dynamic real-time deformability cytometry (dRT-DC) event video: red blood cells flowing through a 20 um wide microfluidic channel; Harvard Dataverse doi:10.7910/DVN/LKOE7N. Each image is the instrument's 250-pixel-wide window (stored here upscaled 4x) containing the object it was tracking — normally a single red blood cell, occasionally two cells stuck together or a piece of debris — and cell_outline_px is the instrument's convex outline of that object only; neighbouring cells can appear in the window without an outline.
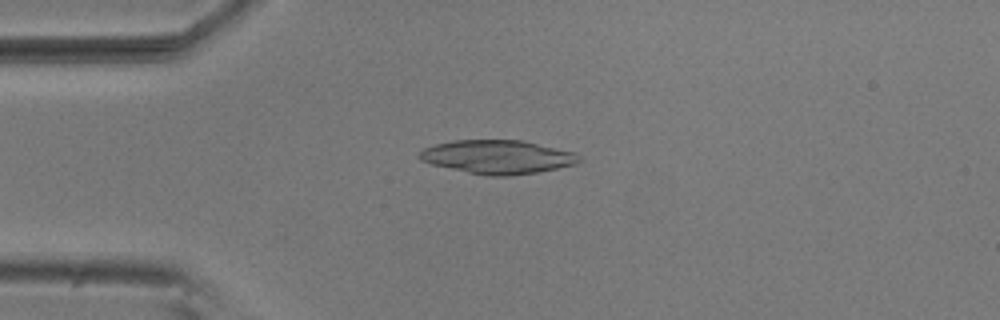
{"species": "common noctule bat (a hibernating species)", "species_latin": "Nyctalus noctula", "temperature_condition": "room temperature", "stored_images_in_passage": 53, "camera_frame_rate_fps": 3000, "um_per_image_px": 0.085, "animal": {"sex": "male", "body_mass_g": 20.5, "forearm_length_mm": 52.5}, "frame": {"image": 1, "passage_image": 13, "time_ms": 4.0, "image_size_px": [1000, 320], "cell_outline_px": [[580, 160], [576, 164], [536, 172], [512, 176], [488, 176], [468, 172], [432, 164], [420, 160], [416, 156], [424, 148], [436, 144], [452, 140], [524, 140], [576, 152], [580, 156]], "centroid_in_image_um": [42.31, 13.33], "position_along_channel_um": 42.7, "area_um2": 31.39}}
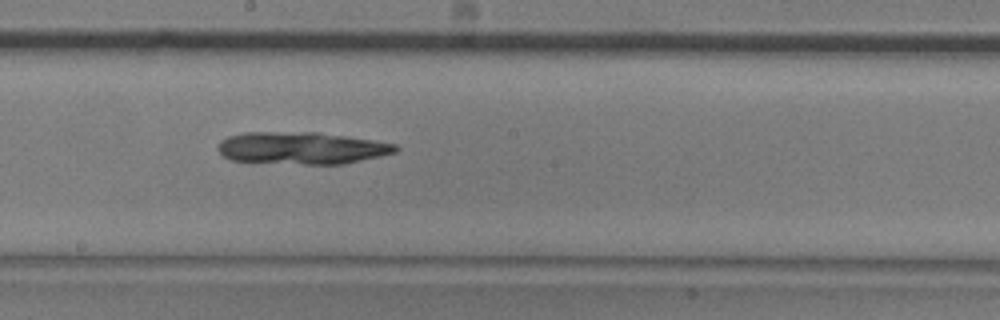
{"frame": {"image": 2, "passage_image": 29, "time_ms": 9.333, "image_size_px": [1000, 320], "cell_outline_px": [[400, 148], [396, 152], [380, 156], [344, 164], [304, 164], [232, 160], [224, 156], [216, 148], [220, 140], [228, 136], [244, 132], [316, 132], [372, 140], [396, 144]], "centroid_in_image_um": [25.63, 12.58], "position_along_channel_um": 222.6, "area_um2": 33.18}}
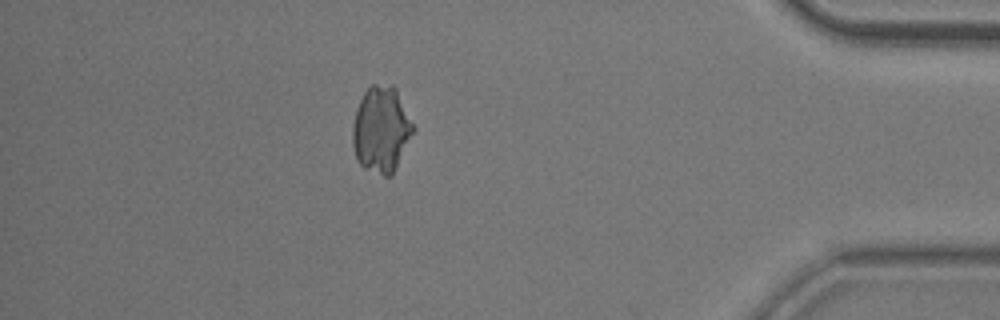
{"frame": {"image": 3, "passage_image": 47, "time_ms": 15.333, "image_size_px": [1000, 320], "cell_outline_px": [[416, 128], [392, 176], [384, 176], [364, 168], [356, 160], [352, 144], [352, 128], [356, 112], [360, 100], [364, 92], [372, 84], [392, 84], [396, 88]], "centroid_in_image_um": [32.42, 11.01], "position_along_channel_um": 402.8, "area_um2": 30.63}}